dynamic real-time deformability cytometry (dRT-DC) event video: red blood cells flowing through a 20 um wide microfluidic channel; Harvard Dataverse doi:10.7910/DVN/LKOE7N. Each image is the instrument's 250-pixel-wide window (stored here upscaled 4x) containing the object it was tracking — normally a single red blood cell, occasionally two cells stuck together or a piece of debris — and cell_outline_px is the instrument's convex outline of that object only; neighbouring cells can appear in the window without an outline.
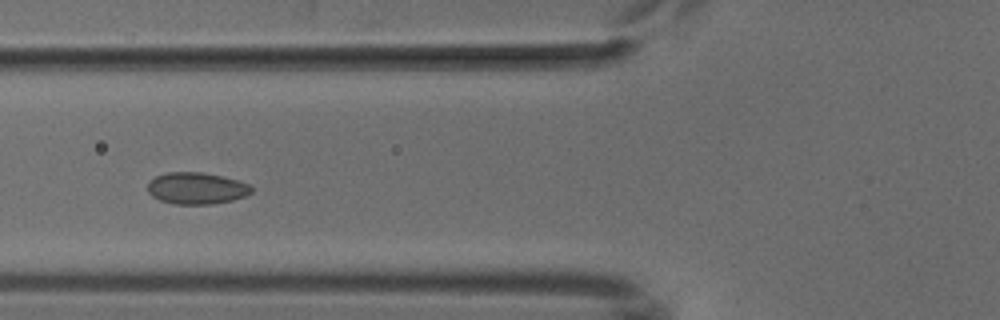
{"species": "common noctule bat (a hibernating species)", "species_latin": "Nyctalus noctula", "temperature_condition": "cold", "stored_images_in_passage": 9, "camera_frame_rate_fps": 3000, "um_per_image_px": 0.085, "animal": {"sex": "male", "body_mass_g": 18.8}, "frame": {"image": 1, "passage_image": 6, "time_ms": 6.0, "image_size_px": [1000, 320], "cell_outline_px": [[252, 192], [244, 196], [232, 200], [212, 204], [172, 204], [160, 200], [152, 196], [148, 192], [148, 180], [156, 176], [168, 172], [200, 172], [220, 176], [236, 180], [248, 184], [252, 188]], "centroid_in_image_um": [16.66, 16.01], "position_along_channel_um": 109.1, "area_um2": 19.07}}
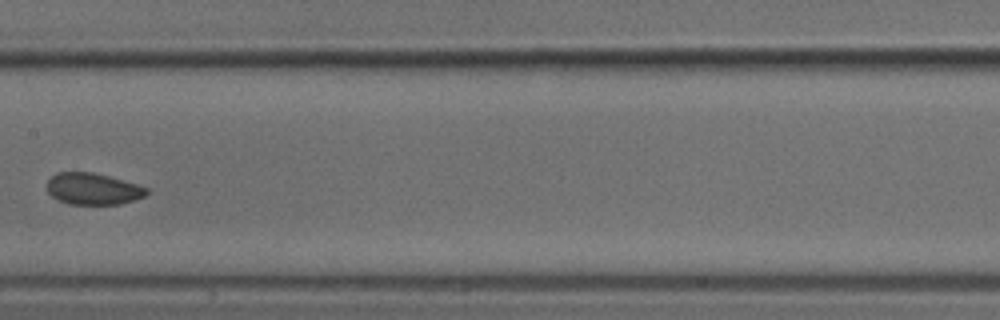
{"frame": {"image": 2, "passage_image": 8, "time_ms": 8.333, "image_size_px": [1000, 320], "cell_outline_px": [[148, 192], [144, 196], [136, 200], [116, 204], [68, 204], [52, 196], [48, 192], [48, 180], [56, 172], [92, 172], [108, 176], [136, 184], [148, 188]], "centroid_in_image_um": [7.9, 16.05], "position_along_channel_um": 199.5, "area_um2": 18.15}}
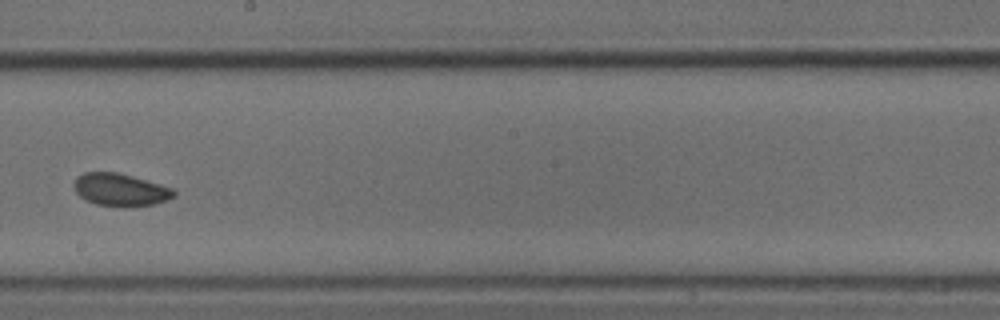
{"frame": {"image": 3, "passage_image": 9, "time_ms": 9.333, "image_size_px": [1000, 320], "cell_outline_px": [[176, 196], [168, 200], [152, 204], [96, 204], [80, 196], [76, 192], [72, 184], [76, 176], [84, 172], [116, 172], [132, 176], [172, 188], [176, 192]], "centroid_in_image_um": [10.2, 16.08], "position_along_channel_um": 238.0, "area_um2": 18.26}}